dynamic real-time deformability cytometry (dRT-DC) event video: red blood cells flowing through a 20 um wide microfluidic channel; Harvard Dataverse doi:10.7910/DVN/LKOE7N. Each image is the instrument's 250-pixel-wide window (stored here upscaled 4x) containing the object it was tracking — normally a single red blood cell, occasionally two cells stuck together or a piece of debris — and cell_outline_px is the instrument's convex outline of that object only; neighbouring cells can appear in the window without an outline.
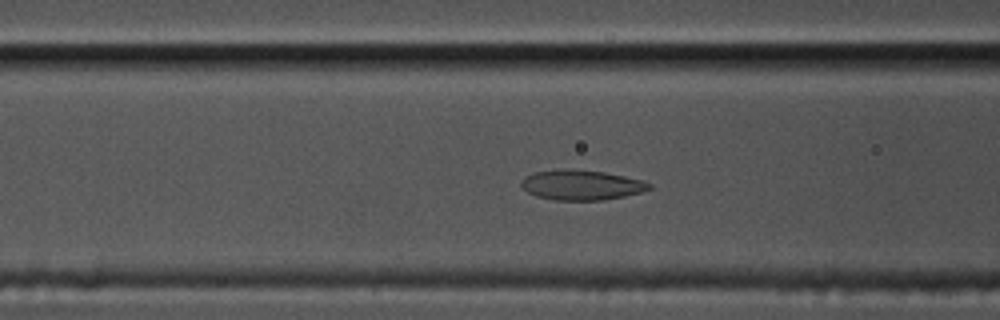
{"species": "common noctule bat (a hibernating species)", "species_latin": "Nyctalus noctula", "temperature_condition": "cold", "stored_images_in_passage": 58, "camera_frame_rate_fps": 3000, "um_per_image_px": 0.085, "animal": {"sex": "male", "body_mass_g": 17.5, "forearm_length_mm": 52.3}, "frame": {"image": 1, "passage_image": 23, "time_ms": 7.333, "image_size_px": [1000, 320], "cell_outline_px": [[652, 188], [640, 192], [624, 196], [604, 200], [552, 200], [536, 196], [528, 192], [520, 184], [520, 180], [524, 176], [532, 172], [604, 172], [624, 176], [640, 180], [652, 184]], "centroid_in_image_um": [49.42, 15.78], "position_along_channel_um": 117.2, "area_um2": 21.44}}
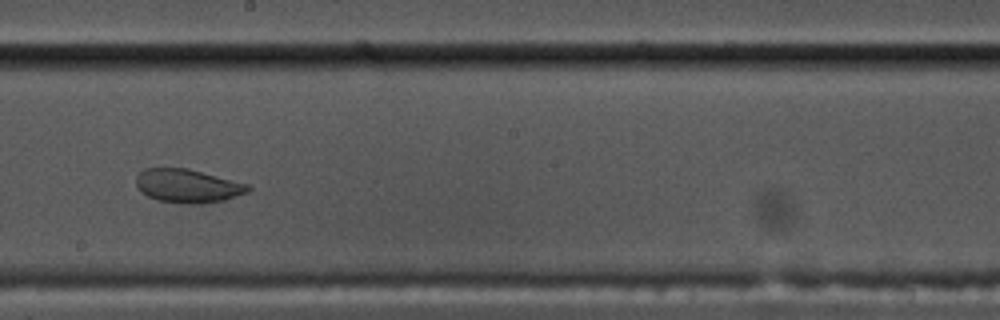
{"frame": {"image": 2, "passage_image": 33, "time_ms": 10.667, "image_size_px": [1000, 320], "cell_outline_px": [[252, 188], [248, 192], [224, 200], [204, 204], [184, 204], [156, 200], [140, 192], [136, 184], [136, 176], [144, 168], [188, 168], [248, 184]], "centroid_in_image_um": [15.94, 15.81], "position_along_channel_um": 232.3, "area_um2": 22.08}}
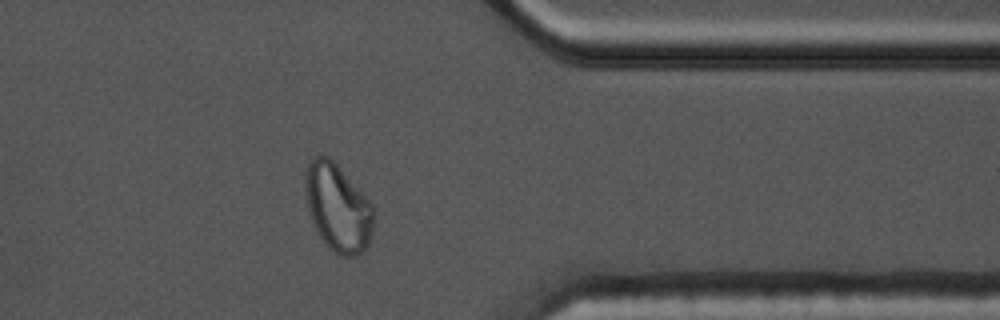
{"frame": {"image": 3, "passage_image": 47, "time_ms": 15.333, "image_size_px": [1000, 320], "cell_outline_px": [[372, 232], [368, 244], [364, 252], [356, 256], [340, 256], [320, 236], [312, 220], [308, 208], [304, 184], [304, 176], [308, 164], [316, 156], [328, 156], [336, 164], [372, 204]], "centroid_in_image_um": [28.7, 17.65], "position_along_channel_um": 382.7, "area_um2": 34.1}}